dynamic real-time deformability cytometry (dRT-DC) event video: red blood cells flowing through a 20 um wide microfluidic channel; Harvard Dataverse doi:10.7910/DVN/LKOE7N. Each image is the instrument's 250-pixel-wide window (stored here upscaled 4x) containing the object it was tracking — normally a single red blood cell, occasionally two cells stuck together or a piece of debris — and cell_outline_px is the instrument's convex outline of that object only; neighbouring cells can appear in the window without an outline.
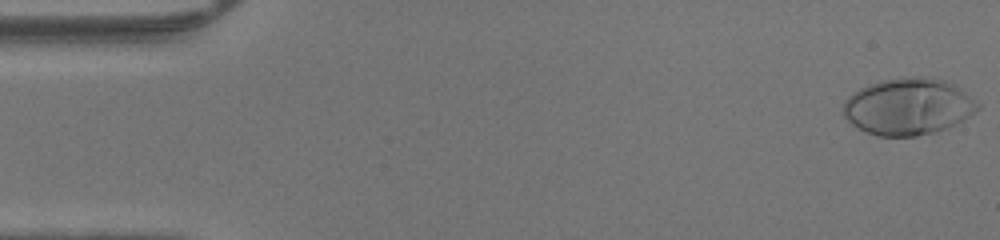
{"species": "human", "species_latin": "Homo sapiens", "temperature_condition": "warm", "stored_images_in_passage": 47, "camera_frame_rate_fps": 3000, "um_per_image_px": 0.085, "donor": {"sex": "male"}, "frame": {"image": 1, "passage_image": 1, "time_ms": 0.0, "image_size_px": [1000, 240], "cell_outline_px": [[980, 108], [976, 112], [964, 120], [948, 128], [916, 136], [880, 136], [856, 128], [844, 116], [840, 108], [844, 100], [852, 92], [860, 88], [884, 80], [920, 76], [944, 80], [956, 84], [980, 104]], "centroid_in_image_um": [77.2, 9.06], "position_along_channel_um": 7.8, "area_um2": 44.62}}
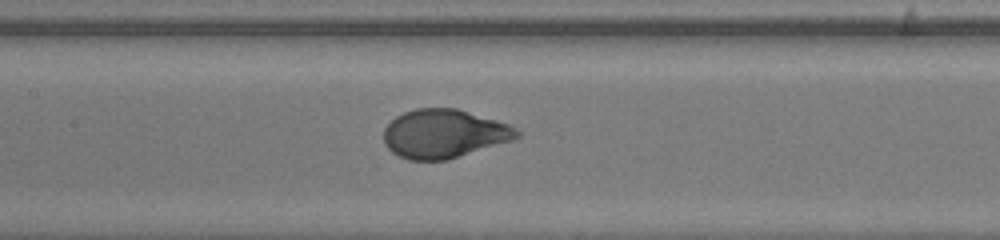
{"frame": {"image": 2, "passage_image": 22, "time_ms": 7.0, "image_size_px": [1000, 240], "cell_outline_px": [[520, 136], [512, 140], [448, 160], [408, 160], [392, 152], [384, 144], [384, 128], [396, 116], [404, 112], [416, 108], [456, 108], [496, 120], [508, 124], [516, 128], [520, 132]], "centroid_in_image_um": [37.73, 11.37], "position_along_channel_um": 169.7, "area_um2": 37.69}}
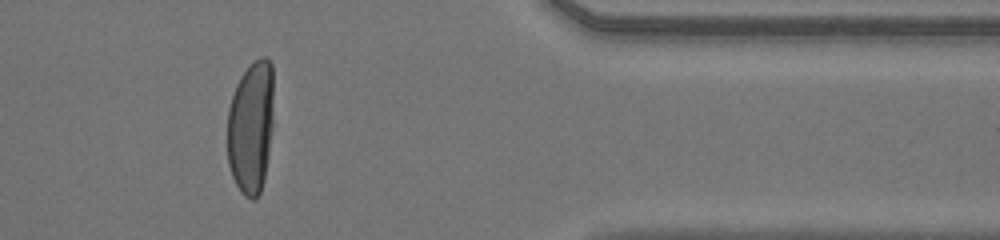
{"frame": {"image": 3, "passage_image": 39, "time_ms": 12.667, "image_size_px": [1000, 240], "cell_outline_px": [[272, 128], [268, 156], [264, 180], [260, 192], [256, 200], [252, 200], [244, 196], [240, 192], [232, 176], [228, 164], [228, 108], [236, 84], [240, 76], [260, 56], [268, 56], [272, 64]], "centroid_in_image_um": [21.32, 10.83], "position_along_channel_um": 390.1, "area_um2": 36.01}}